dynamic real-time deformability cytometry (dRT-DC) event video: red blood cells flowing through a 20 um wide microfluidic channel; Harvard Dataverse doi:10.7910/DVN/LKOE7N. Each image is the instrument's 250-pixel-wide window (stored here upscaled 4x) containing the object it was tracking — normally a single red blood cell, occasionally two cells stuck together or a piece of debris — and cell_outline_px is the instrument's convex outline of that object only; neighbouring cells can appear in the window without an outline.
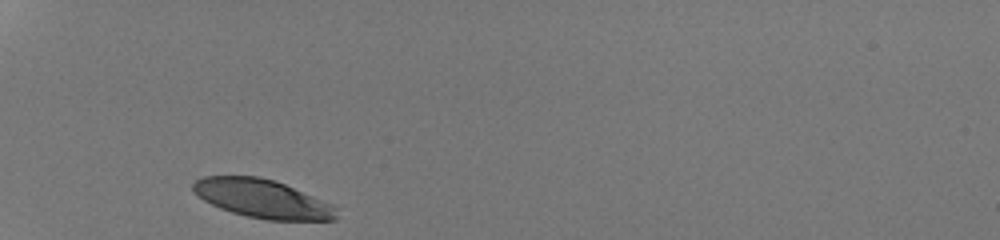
{"species": "human", "species_latin": "Homo sapiens", "temperature_condition": "room temperature", "stored_images_in_passage": 26, "camera_frame_rate_fps": 3000, "um_per_image_px": 0.085, "donor": {"sex": "male"}, "frame": {"image": 1, "passage_image": 1, "time_ms": 0.0, "image_size_px": [1000, 240], "cell_outline_px": [[336, 220], [268, 220], [248, 216], [232, 212], [220, 208], [204, 200], [192, 188], [192, 184], [196, 180], [204, 176], [260, 176], [284, 184], [332, 204], [336, 208]], "centroid_in_image_um": [22.3, 16.89], "position_along_channel_um": 62.7, "area_um2": 31.73}}
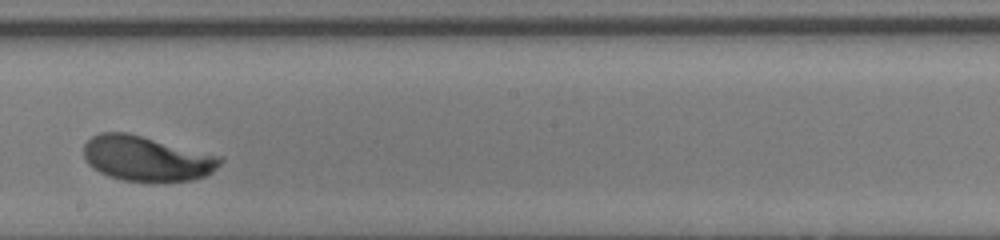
{"frame": {"image": 2, "passage_image": 15, "time_ms": 4.667, "image_size_px": [1000, 240], "cell_outline_px": [[224, 160], [208, 176], [192, 180], [124, 180], [108, 176], [92, 168], [84, 160], [84, 144], [92, 136], [100, 132], [128, 132], [224, 156]], "centroid_in_image_um": [12.48, 13.44], "position_along_channel_um": 235.7, "area_um2": 35.95}}
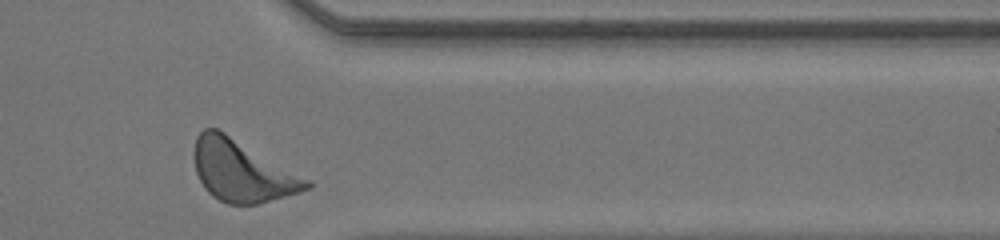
{"frame": {"image": 3, "passage_image": 26, "time_ms": 8.333, "image_size_px": [1000, 240], "cell_outline_px": [[312, 188], [256, 204], [228, 204], [212, 196], [204, 188], [196, 172], [192, 156], [192, 152], [196, 136], [204, 128], [216, 128], [224, 132], [312, 180]], "centroid_in_image_um": [20.55, 14.51], "position_along_channel_um": 390.8, "area_um2": 40.34}, "authors_computed_cell_mechanics": {"area_um2": 35.258, "velocity_mm_per_s": 4.267, "shape_relaxation_time_tau1_ms": 0.9745, "shape_relaxation_time_tau2_ms": null, "deformation_change_tau1": 0.0978, "deformation_change_tau2": null}}